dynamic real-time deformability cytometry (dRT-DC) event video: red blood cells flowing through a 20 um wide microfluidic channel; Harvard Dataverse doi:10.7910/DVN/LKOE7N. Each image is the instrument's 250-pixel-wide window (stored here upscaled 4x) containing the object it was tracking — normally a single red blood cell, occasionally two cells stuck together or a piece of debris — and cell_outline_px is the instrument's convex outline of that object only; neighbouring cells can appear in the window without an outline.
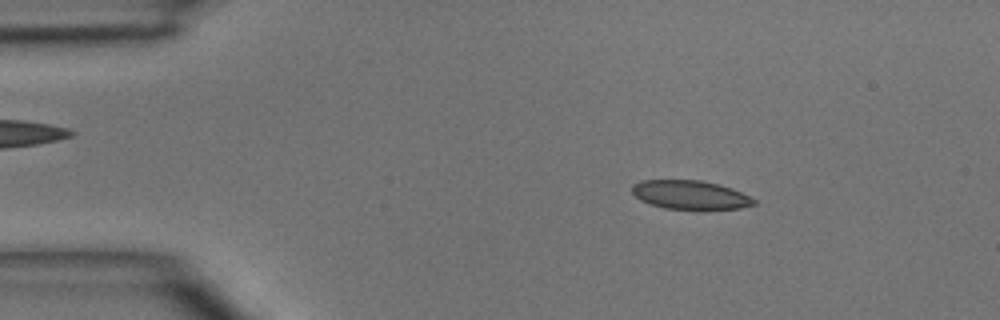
{"species": "common noctule bat (a hibernating species)", "species_latin": "Nyctalus noctula", "temperature_condition": "room temperature", "stored_images_in_passage": 43, "camera_frame_rate_fps": 3000, "um_per_image_px": 0.085, "animal": {"sex": "male", "body_mass_g": 15.6}, "frame": {"image": 1, "passage_image": 4, "time_ms": 1.0, "image_size_px": [1000, 320], "cell_outline_px": [[756, 204], [740, 208], [664, 208], [640, 200], [632, 192], [632, 184], [640, 180], [700, 180], [720, 184], [732, 188], [756, 200]], "centroid_in_image_um": [58.64, 16.53], "position_along_channel_um": 26.4, "area_um2": 20.11}}
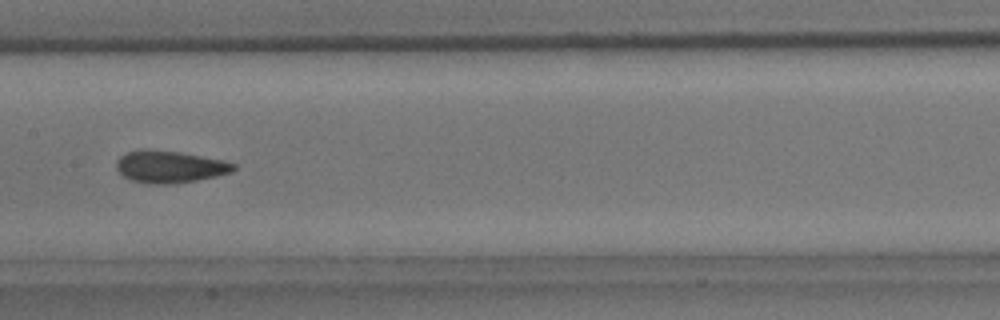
{"frame": {"image": 2, "passage_image": 20, "time_ms": 6.333, "image_size_px": [1000, 320], "cell_outline_px": [[236, 168], [232, 172], [216, 176], [196, 180], [168, 184], [148, 184], [132, 180], [124, 176], [116, 168], [116, 160], [120, 156], [128, 152], [140, 148], [180, 152], [224, 160], [236, 164]], "centroid_in_image_um": [14.42, 14.16], "position_along_channel_um": 193.0, "area_um2": 21.96}}
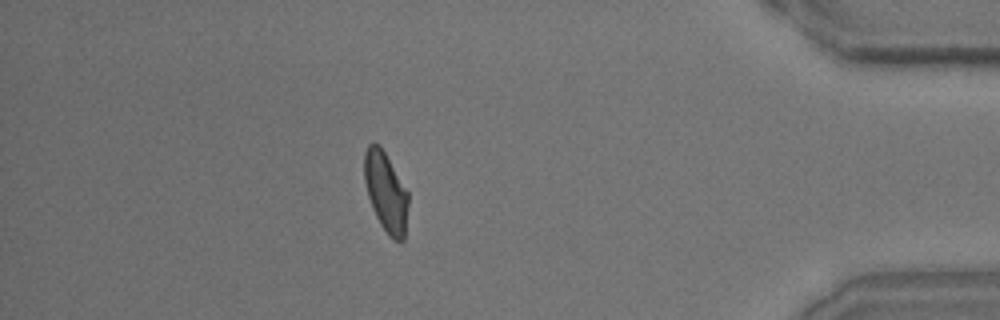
{"frame": {"image": 3, "passage_image": 38, "time_ms": 12.333, "image_size_px": [1000, 320], "cell_outline_px": [[408, 204], [404, 240], [392, 240], [388, 236], [380, 224], [372, 208], [368, 196], [364, 180], [364, 152], [368, 144], [380, 144], [408, 192]], "centroid_in_image_um": [32.78, 16.32], "position_along_channel_um": 402.4, "area_um2": 20.4}}